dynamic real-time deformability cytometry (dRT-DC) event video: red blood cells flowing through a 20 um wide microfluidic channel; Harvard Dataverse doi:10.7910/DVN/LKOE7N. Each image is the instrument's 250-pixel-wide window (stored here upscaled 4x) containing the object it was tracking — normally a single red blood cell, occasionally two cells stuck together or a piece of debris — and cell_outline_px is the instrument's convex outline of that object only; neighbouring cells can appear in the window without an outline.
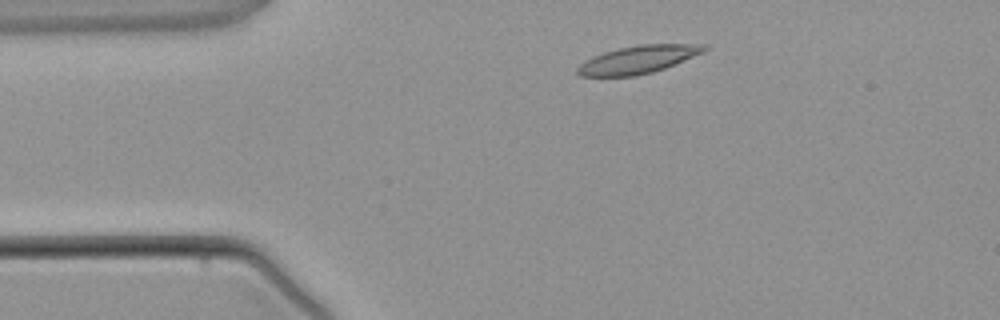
{"species": "common noctule bat (a hibernating species)", "species_latin": "Nyctalus noctula", "temperature_condition": "warm", "stored_images_in_passage": 1, "camera_frame_rate_fps": 3000, "um_per_image_px": 0.085, "animal": {"sex": "male", "body_mass_g": 21.5, "forearm_length_mm": 52.0}, "frame": {"image": 1, "passage_image": 1, "time_ms": 0.0, "image_size_px": [1000, 320], "cell_outline_px": [[708, 48], [704, 52], [664, 68], [652, 72], [636, 76], [580, 76], [576, 72], [576, 68], [584, 60], [592, 56], [604, 52], [620, 48], [640, 44], [708, 44]], "centroid_in_image_um": [54.22, 5.06], "position_along_channel_um": 30.8, "area_um2": 20.52}}